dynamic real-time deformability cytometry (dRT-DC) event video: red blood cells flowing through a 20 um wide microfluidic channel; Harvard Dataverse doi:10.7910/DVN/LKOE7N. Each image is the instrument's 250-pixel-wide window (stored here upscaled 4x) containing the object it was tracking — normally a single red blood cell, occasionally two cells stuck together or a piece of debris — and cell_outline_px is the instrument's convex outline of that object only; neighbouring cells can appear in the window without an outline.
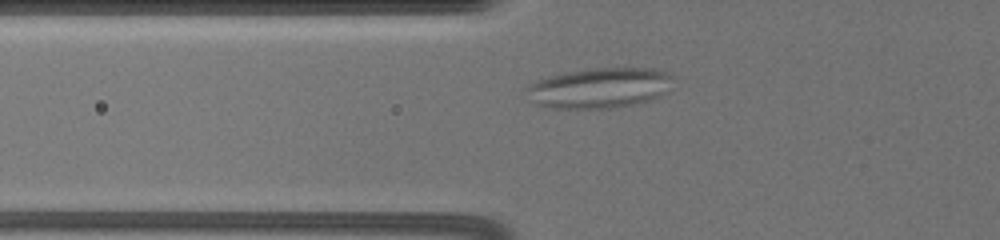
{"species": "common noctule bat (a hibernating species)", "species_latin": "Nyctalus noctula", "temperature_condition": "warm", "stored_images_in_passage": 56, "camera_frame_rate_fps": 3000, "um_per_image_px": 0.085, "animal": {"sex": "female", "body_mass_g": 19.5, "forearm_length_mm": 54.1}, "frame": {"image": 1, "passage_image": 18, "time_ms": 3.667, "image_size_px": [1000, 240], "cell_outline_px": [[676, 76], [656, 96], [644, 100], [628, 104], [604, 108], [556, 108], [536, 104], [524, 88], [528, 84], [536, 80], [548, 76], [588, 68], [652, 68], [668, 72]], "centroid_in_image_um": [50.87, 7.44], "position_along_channel_um": 74.9, "area_um2": 33.58}}
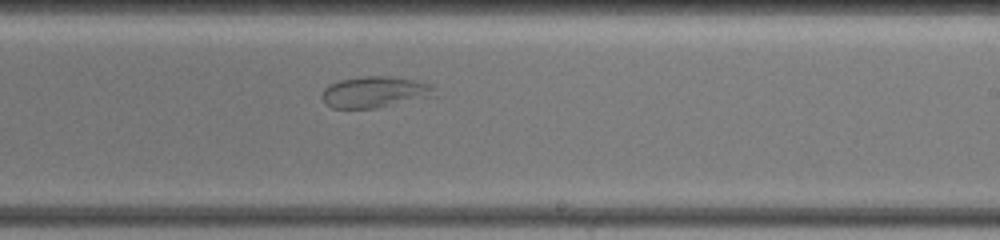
{"frame": {"image": 2, "passage_image": 42, "time_ms": 9.0, "image_size_px": [1000, 240], "cell_outline_px": [[436, 96], [376, 108], [332, 108], [324, 104], [320, 96], [324, 88], [340, 80], [364, 76], [388, 76], [416, 80], [432, 84], [436, 88]], "centroid_in_image_um": [31.88, 7.83], "position_along_channel_um": 257.1, "area_um2": 20.75}}
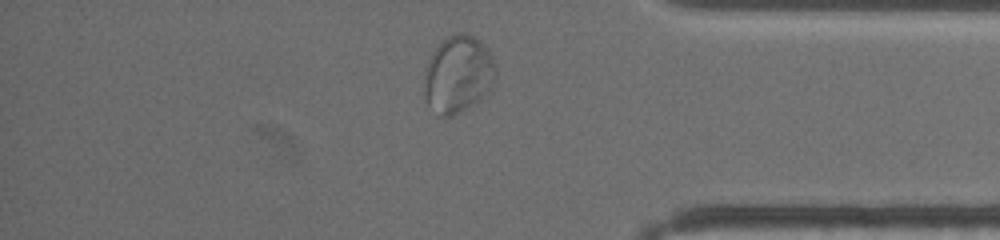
{"frame": {"image": 3, "passage_image": 51, "time_ms": 13.333, "image_size_px": [1000, 240], "cell_outline_px": [[496, 80], [476, 104], [452, 116], [440, 116], [428, 104], [424, 92], [424, 88], [428, 64], [432, 52], [448, 36], [460, 32], [472, 36], [480, 40], [492, 56], [496, 64]], "centroid_in_image_um": [38.98, 6.33], "position_along_channel_um": 396.2, "area_um2": 31.85}}